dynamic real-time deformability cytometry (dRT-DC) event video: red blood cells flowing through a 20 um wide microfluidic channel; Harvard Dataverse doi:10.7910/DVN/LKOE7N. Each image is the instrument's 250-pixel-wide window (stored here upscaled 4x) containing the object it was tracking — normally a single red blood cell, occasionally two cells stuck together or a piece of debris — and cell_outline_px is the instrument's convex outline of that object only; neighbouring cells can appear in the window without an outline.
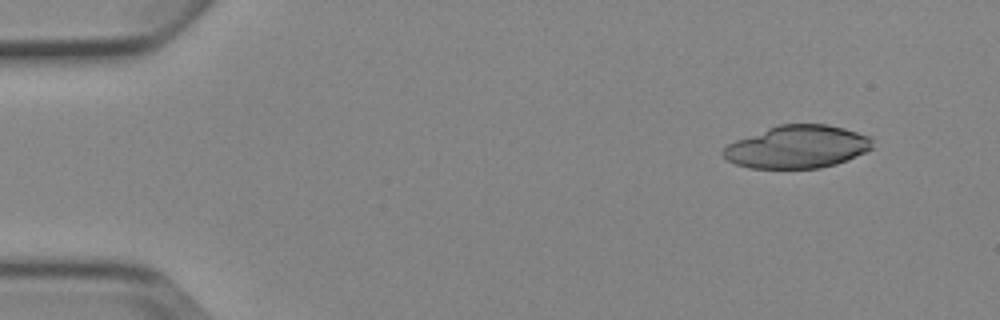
{"species": "Egyptian fruit bat (a non-hibernating species)", "species_latin": "Rousettus aegyptiacus", "temperature_condition": "cold", "stored_images_in_passage": 4, "camera_frame_rate_fps": 3000, "um_per_image_px": 0.085, "animal": {"sex": "female"}, "frame": {"image": 1, "passage_image": 1, "time_ms": 0.0, "image_size_px": [1000, 320], "cell_outline_px": [[872, 148], [848, 160], [836, 164], [820, 168], [748, 168], [736, 164], [728, 160], [720, 152], [728, 144], [736, 140], [776, 124], [828, 124], [844, 128], [872, 136]], "centroid_in_image_um": [67.78, 12.47], "position_along_channel_um": 17.2, "area_um2": 37.34}}